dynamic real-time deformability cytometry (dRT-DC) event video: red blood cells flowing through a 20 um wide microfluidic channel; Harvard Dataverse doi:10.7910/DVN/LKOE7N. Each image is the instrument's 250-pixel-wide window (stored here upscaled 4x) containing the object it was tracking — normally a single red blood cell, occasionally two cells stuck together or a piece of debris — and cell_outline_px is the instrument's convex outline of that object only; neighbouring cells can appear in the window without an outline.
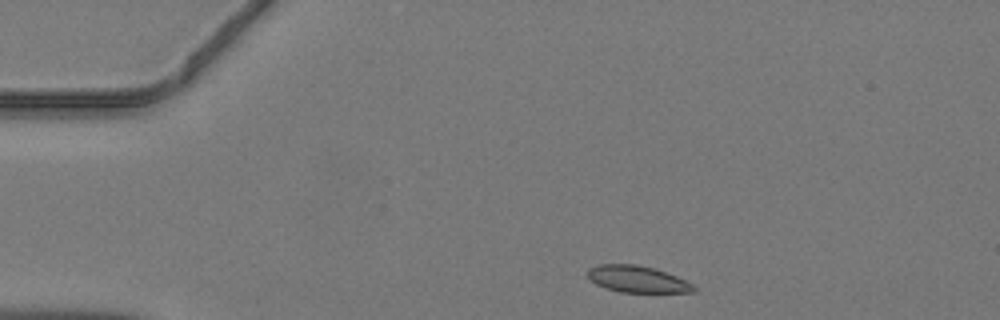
{"species": "common noctule bat (a hibernating species)", "species_latin": "Nyctalus noctula", "temperature_condition": "warm", "stored_images_in_passage": 38, "camera_frame_rate_fps": 3000, "um_per_image_px": 0.085, "animal": {"sex": "male", "body_mass_g": 19.2, "forearm_length_mm": 51.8}, "frame": {"image": 1, "passage_image": 1, "time_ms": 0.0, "image_size_px": [1000, 320], "cell_outline_px": [[696, 292], [620, 292], [596, 284], [588, 276], [588, 268], [600, 264], [636, 264], [656, 268], [676, 276], [692, 284], [696, 288]], "centroid_in_image_um": [54.19, 23.72], "position_along_channel_um": 30.8, "area_um2": 16.36}}
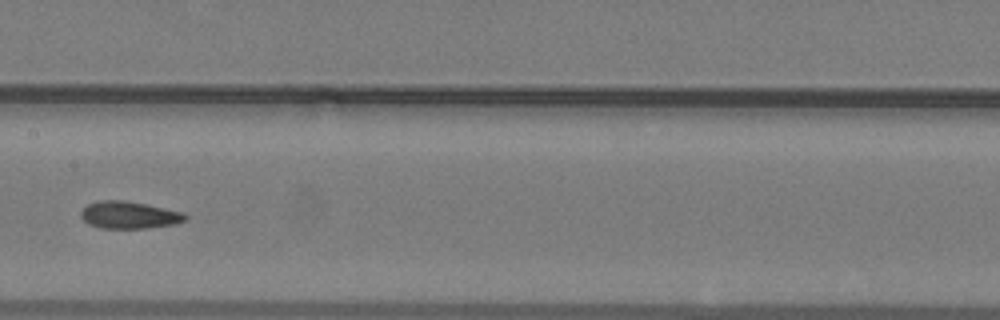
{"frame": {"image": 2, "passage_image": 16, "time_ms": 5.0, "image_size_px": [1000, 320], "cell_outline_px": [[188, 216], [184, 220], [176, 224], [144, 228], [100, 228], [88, 224], [80, 216], [80, 212], [88, 204], [96, 200], [124, 200], [184, 212]], "centroid_in_image_um": [10.95, 18.27], "position_along_channel_um": 196.5, "area_um2": 16.53}}
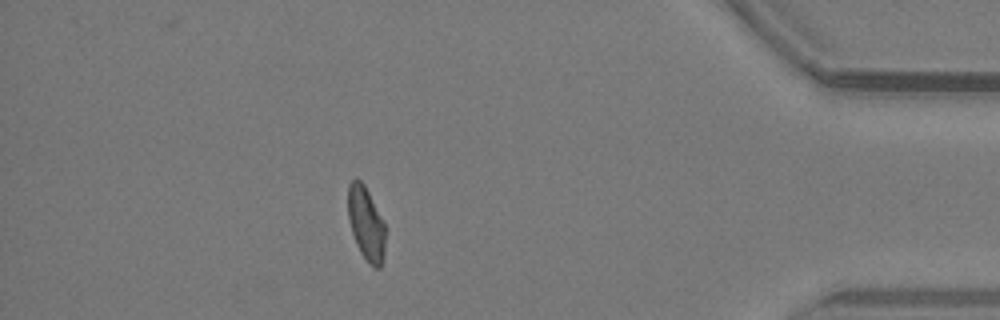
{"frame": {"image": 3, "passage_image": 33, "time_ms": 10.667, "image_size_px": [1000, 320], "cell_outline_px": [[384, 256], [380, 268], [376, 268], [368, 264], [360, 252], [356, 244], [348, 220], [348, 184], [356, 176], [364, 184], [384, 220]], "centroid_in_image_um": [31.1, 18.99], "position_along_channel_um": 404.1, "area_um2": 16.18}}